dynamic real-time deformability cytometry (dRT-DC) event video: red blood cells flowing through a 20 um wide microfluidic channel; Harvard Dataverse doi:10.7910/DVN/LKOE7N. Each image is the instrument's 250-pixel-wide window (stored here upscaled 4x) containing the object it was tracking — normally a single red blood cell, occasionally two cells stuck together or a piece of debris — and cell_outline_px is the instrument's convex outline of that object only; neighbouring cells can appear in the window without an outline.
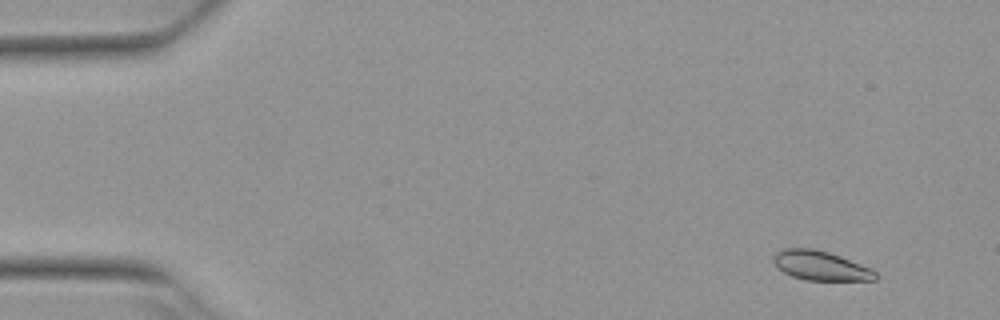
{"species": "Egyptian fruit bat (a non-hibernating species)", "species_latin": "Rousettus aegyptiacus", "temperature_condition": "warm", "stored_images_in_passage": 5, "camera_frame_rate_fps": 3000, "um_per_image_px": 0.085, "animal": {"sex": "female"}, "frame": {"image": 1, "passage_image": 2, "time_ms": 0.333, "image_size_px": [1000, 320], "cell_outline_px": [[876, 280], [804, 280], [792, 276], [784, 272], [772, 260], [772, 256], [776, 252], [784, 248], [812, 248], [828, 252], [840, 256], [872, 268], [876, 272]], "centroid_in_image_um": [69.75, 22.57], "position_along_channel_um": 15.3, "area_um2": 17.4}}
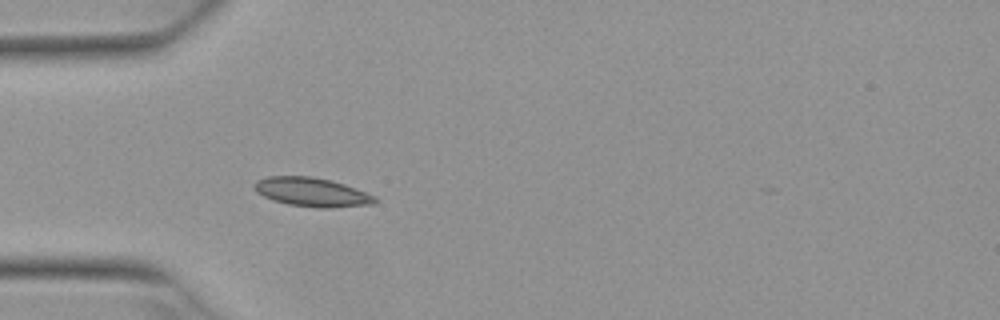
{"frame": {"image": 2, "passage_image": 5, "time_ms": 1.333, "image_size_px": [1000, 320], "cell_outline_px": [[376, 200], [372, 204], [332, 208], [316, 208], [288, 204], [272, 200], [256, 192], [252, 184], [256, 180], [268, 176], [312, 176], [344, 184], [376, 196]], "centroid_in_image_um": [26.46, 16.33], "position_along_channel_um": 58.5, "area_um2": 20.35}}